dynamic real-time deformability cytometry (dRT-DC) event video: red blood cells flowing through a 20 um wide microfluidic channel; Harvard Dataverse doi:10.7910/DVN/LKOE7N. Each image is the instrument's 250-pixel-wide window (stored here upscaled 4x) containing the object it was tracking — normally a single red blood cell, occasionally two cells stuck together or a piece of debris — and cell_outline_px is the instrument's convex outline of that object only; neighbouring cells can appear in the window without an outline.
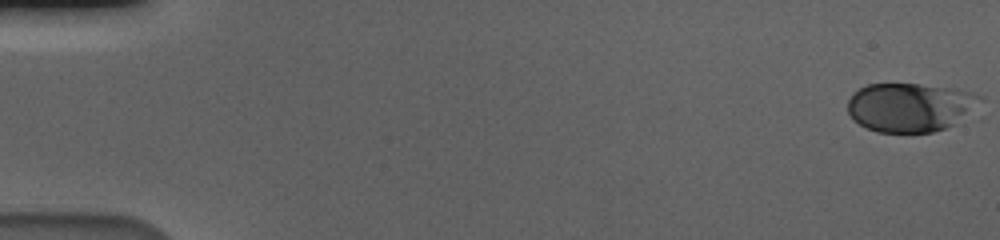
{"species": "human", "species_latin": "Homo sapiens", "temperature_condition": "cold", "stored_images_in_passage": 46, "camera_frame_rate_fps": 3000, "um_per_image_px": 0.085, "donor": {"sex": "male"}, "frame": {"image": 1, "passage_image": 1, "time_ms": 0.0, "image_size_px": [1000, 240], "cell_outline_px": [[984, 100], [956, 124], [932, 132], [876, 132], [860, 124], [848, 112], [848, 100], [852, 92], [868, 84], [920, 84], [956, 88], [976, 92], [984, 96]], "centroid_in_image_um": [77.42, 9.09], "position_along_channel_um": 7.6, "area_um2": 37.97}}
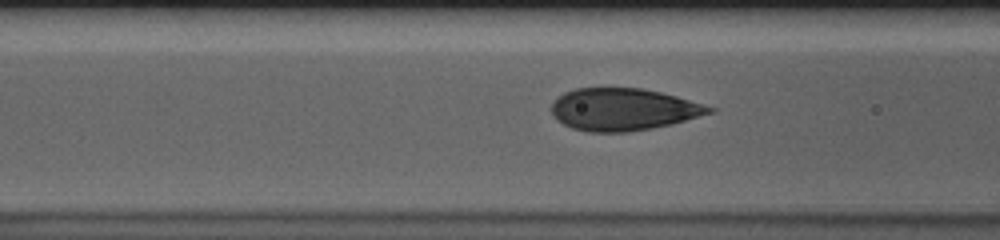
{"frame": {"image": 2, "passage_image": 24, "time_ms": 7.667, "image_size_px": [1000, 240], "cell_outline_px": [[716, 112], [672, 124], [652, 128], [628, 132], [588, 132], [572, 128], [556, 120], [552, 112], [552, 104], [564, 92], [576, 88], [640, 88], [660, 92], [676, 96], [716, 108]], "centroid_in_image_um": [53.0, 9.31], "position_along_channel_um": 113.6, "area_um2": 38.78}}
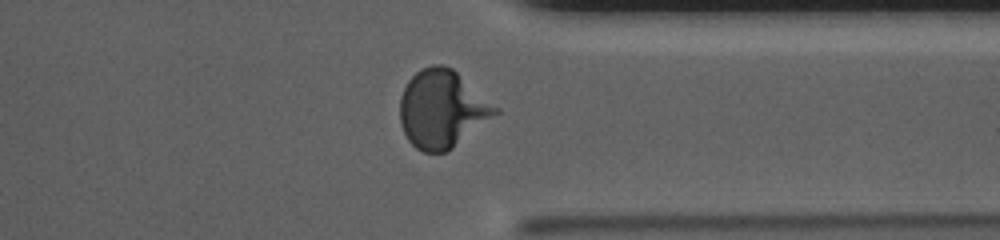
{"frame": {"image": 3, "passage_image": 46, "time_ms": 15.0, "image_size_px": [1000, 240], "cell_outline_px": [[500, 112], [452, 148], [444, 152], [424, 152], [416, 148], [408, 140], [400, 124], [400, 96], [408, 80], [416, 72], [432, 64], [440, 64], [452, 68], [500, 108]], "centroid_in_image_um": [37.58, 9.26], "position_along_channel_um": 373.8, "area_um2": 43.06}, "authors_computed_cell_mechanics": {"area_um2": 39.1017, "velocity_mm_per_s": 3.577, "shape_relaxation_time_tau1_ms": 4.5557, "shape_relaxation_time_tau2_ms": null, "deformation_change_tau1": 0.1951, "deformation_change_tau2": null}}